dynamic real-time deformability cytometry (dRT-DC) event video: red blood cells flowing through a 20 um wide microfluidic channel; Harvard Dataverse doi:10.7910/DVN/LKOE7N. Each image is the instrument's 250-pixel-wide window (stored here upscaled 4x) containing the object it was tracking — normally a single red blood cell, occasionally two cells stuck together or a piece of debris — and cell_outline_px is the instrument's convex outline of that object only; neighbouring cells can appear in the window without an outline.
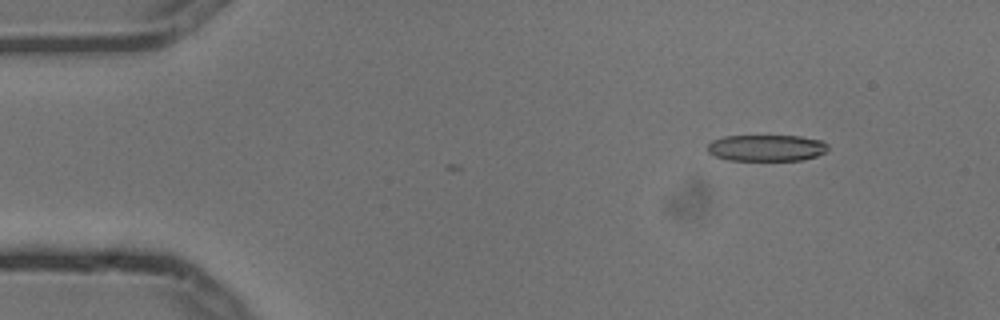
{"species": "common noctule bat (a hibernating species)", "species_latin": "Nyctalus noctula", "temperature_condition": "cold", "stored_images_in_passage": 4, "camera_frame_rate_fps": 3000, "um_per_image_px": 0.085, "animal": {"sex": "male", "body_mass_g": 13.3}, "frame": {"image": 1, "passage_image": 2, "time_ms": 0.333, "image_size_px": [1000, 320], "cell_outline_px": [[828, 152], [816, 156], [800, 160], [728, 160], [716, 156], [708, 152], [708, 144], [712, 140], [724, 136], [800, 136], [820, 140], [828, 144]], "centroid_in_image_um": [65.17, 12.57], "position_along_channel_um": 19.8, "area_um2": 18.55}}